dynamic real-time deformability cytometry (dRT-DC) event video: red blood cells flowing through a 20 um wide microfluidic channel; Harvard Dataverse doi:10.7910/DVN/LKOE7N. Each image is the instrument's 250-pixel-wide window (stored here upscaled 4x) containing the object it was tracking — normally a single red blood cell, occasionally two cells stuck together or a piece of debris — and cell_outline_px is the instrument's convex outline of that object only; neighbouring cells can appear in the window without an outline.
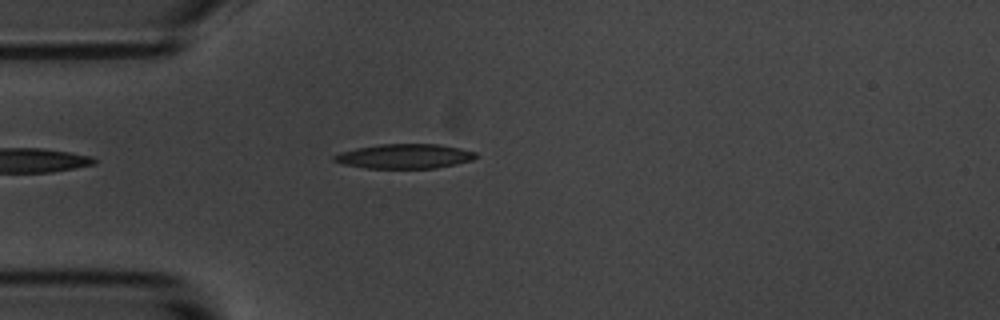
{"species": "common noctule bat (a hibernating species)", "species_latin": "Nyctalus noctula", "temperature_condition": "room temperature", "stored_images_in_passage": 8, "camera_frame_rate_fps": 3000, "um_per_image_px": 0.085, "animal": {"sex": "male", "body_mass_g": 20.1, "forearm_length_mm": 53.5}, "frame": {"image": 1, "passage_image": 1, "time_ms": 0.0, "image_size_px": [1000, 320], "cell_outline_px": [[476, 156], [472, 160], [456, 164], [436, 168], [368, 168], [344, 164], [332, 160], [332, 156], [340, 152], [356, 148], [380, 144], [440, 144], [460, 148], [476, 152]], "centroid_in_image_um": [34.38, 13.27], "position_along_channel_um": 50.6, "area_um2": 20.23}}
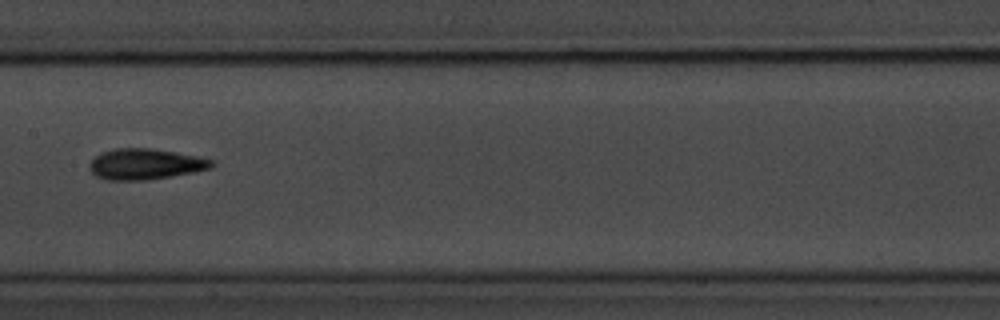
{"frame": {"image": 2, "passage_image": 5, "time_ms": 4.333, "image_size_px": [1000, 320], "cell_outline_px": [[216, 164], [212, 168], [192, 172], [144, 180], [108, 180], [96, 176], [88, 168], [88, 164], [100, 152], [116, 148], [148, 148], [176, 152], [196, 156], [212, 160]], "centroid_in_image_um": [12.32, 13.94], "position_along_channel_um": 195.1, "area_um2": 21.79}}
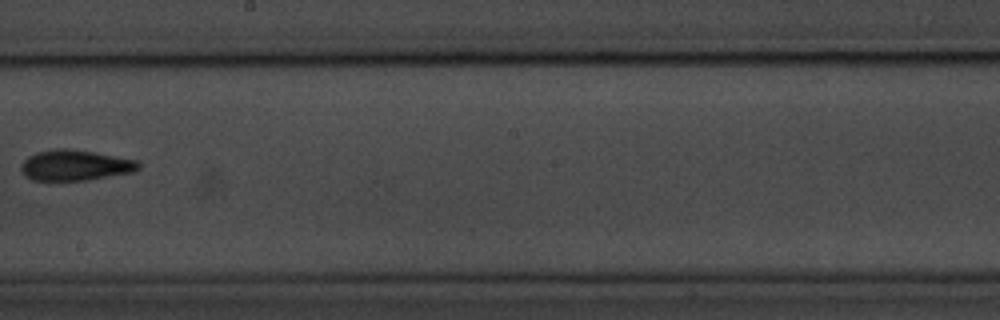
{"frame": {"image": 3, "passage_image": 6, "time_ms": 5.667, "image_size_px": [1000, 320], "cell_outline_px": [[140, 168], [132, 172], [88, 180], [32, 180], [24, 176], [20, 168], [20, 164], [28, 156], [36, 152], [56, 148], [64, 148], [92, 152], [140, 160]], "centroid_in_image_um": [6.37, 14.05], "position_along_channel_um": 241.8, "area_um2": 21.04}}